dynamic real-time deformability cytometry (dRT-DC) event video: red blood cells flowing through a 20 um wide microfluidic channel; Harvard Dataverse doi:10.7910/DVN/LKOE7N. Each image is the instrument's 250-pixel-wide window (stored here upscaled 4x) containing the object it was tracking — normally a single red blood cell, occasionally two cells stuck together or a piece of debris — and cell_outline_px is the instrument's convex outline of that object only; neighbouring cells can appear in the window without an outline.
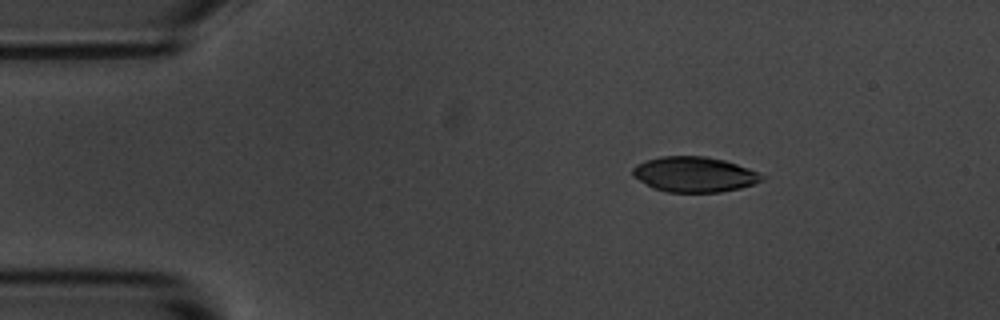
{"species": "common noctule bat (a hibernating species)", "species_latin": "Nyctalus noctula", "temperature_condition": "room temperature", "stored_images_in_passage": 3, "camera_frame_rate_fps": 3000, "um_per_image_px": 0.085, "animal": {"sex": "male", "body_mass_g": 20.1, "forearm_length_mm": 53.5}, "frame": {"image": 1, "passage_image": 1, "time_ms": 0.0, "image_size_px": [1000, 320], "cell_outline_px": [[768, 176], [764, 180], [740, 188], [720, 192], [668, 192], [652, 188], [632, 176], [632, 168], [636, 164], [648, 160], [664, 156], [704, 156], [724, 160], [760, 172]], "centroid_in_image_um": [59.04, 14.83], "position_along_channel_um": 26.0, "area_um2": 26.65}}
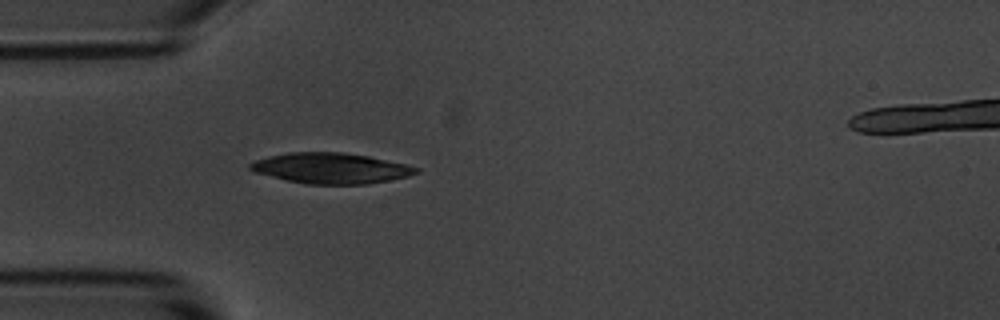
{"frame": {"image": 2, "passage_image": 3, "time_ms": 2.333, "image_size_px": [1000, 320], "cell_outline_px": [[420, 172], [408, 176], [388, 180], [364, 184], [308, 184], [288, 180], [256, 172], [248, 168], [248, 164], [256, 160], [268, 156], [288, 152], [344, 152], [368, 156], [404, 164], [420, 168]], "centroid_in_image_um": [28.12, 14.29], "position_along_channel_um": 56.9, "area_um2": 29.3}}